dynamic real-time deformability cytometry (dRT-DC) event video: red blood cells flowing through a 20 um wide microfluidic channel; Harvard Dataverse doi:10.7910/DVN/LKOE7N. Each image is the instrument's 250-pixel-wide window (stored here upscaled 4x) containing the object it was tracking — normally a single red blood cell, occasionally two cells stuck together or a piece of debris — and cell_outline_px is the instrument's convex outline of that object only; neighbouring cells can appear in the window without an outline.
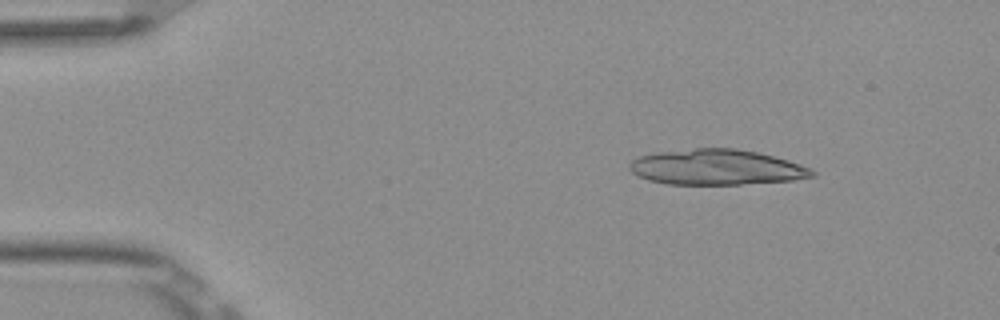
{"species": "Egyptian fruit bat (a non-hibernating species)", "species_latin": "Rousettus aegyptiacus", "temperature_condition": "room temperature", "stored_images_in_passage": 8, "camera_frame_rate_fps": 3000, "um_per_image_px": 0.085, "frame": {"image": 1, "passage_image": 2, "time_ms": 0.333, "image_size_px": [1000, 320], "cell_outline_px": [[816, 176], [792, 180], [740, 184], [668, 184], [648, 180], [632, 172], [628, 168], [628, 164], [632, 160], [640, 156], [656, 152], [696, 148], [736, 148], [756, 152], [788, 160], [812, 168], [816, 172]], "centroid_in_image_um": [60.91, 14.21], "position_along_channel_um": 24.1, "area_um2": 37.69}}
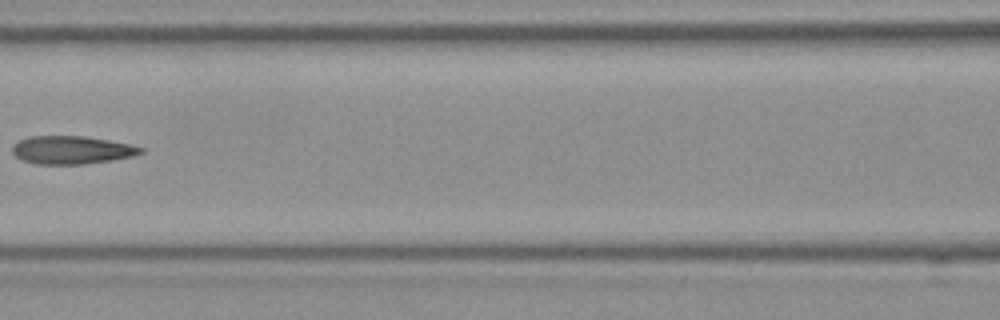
{"frame": {"image": 2, "passage_image": 6, "time_ms": 1.667, "image_size_px": [1000, 320], "cell_outline_px": [[144, 152], [132, 156], [112, 160], [84, 164], [36, 164], [20, 160], [12, 152], [12, 148], [20, 140], [28, 136], [84, 136], [132, 144], [144, 148]], "centroid_in_image_um": [6.1, 12.75], "position_along_channel_um": 160.5, "area_um2": 21.04}}
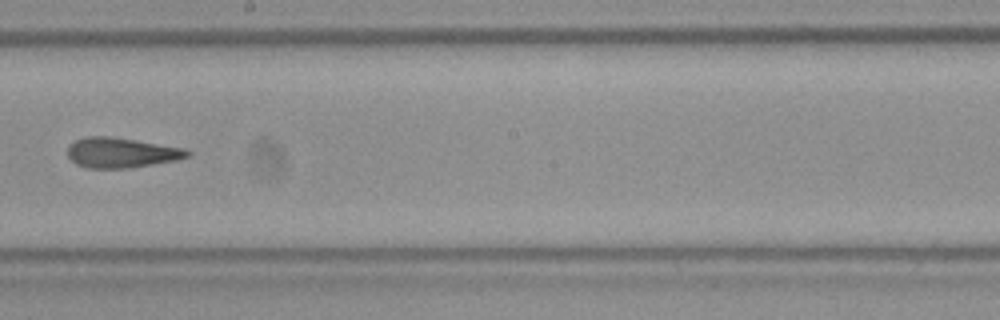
{"frame": {"image": 3, "passage_image": 8, "time_ms": 2.333, "image_size_px": [1000, 320], "cell_outline_px": [[192, 156], [176, 160], [128, 168], [88, 168], [76, 164], [68, 156], [68, 144], [76, 140], [88, 136], [112, 136], [184, 148], [192, 152]], "centroid_in_image_um": [10.32, 12.97], "position_along_channel_um": 237.9, "area_um2": 21.04}}